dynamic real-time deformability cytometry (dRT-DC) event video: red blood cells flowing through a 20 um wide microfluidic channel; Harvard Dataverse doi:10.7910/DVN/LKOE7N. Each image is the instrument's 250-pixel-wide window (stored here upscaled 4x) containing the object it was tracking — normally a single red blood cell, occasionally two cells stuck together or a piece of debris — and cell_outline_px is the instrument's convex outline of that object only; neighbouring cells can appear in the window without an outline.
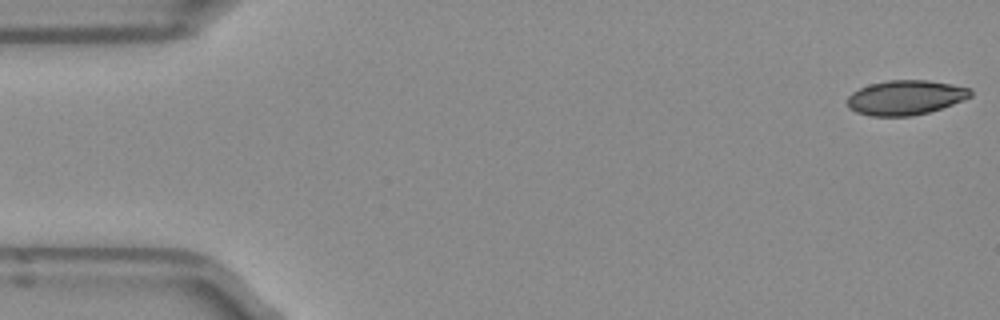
{"species": "Egyptian fruit bat (a non-hibernating species)", "species_latin": "Rousettus aegyptiacus", "temperature_condition": "room temperature", "stored_images_in_passage": 15, "camera_frame_rate_fps": 3000, "um_per_image_px": 0.085, "frame": {"image": 1, "passage_image": 1, "time_ms": 0.0, "image_size_px": [1000, 320], "cell_outline_px": [[972, 96], [964, 100], [928, 112], [912, 116], [868, 116], [856, 112], [848, 108], [848, 96], [852, 92], [860, 88], [872, 84], [888, 80], [928, 80], [972, 88]], "centroid_in_image_um": [76.97, 8.29], "position_along_channel_um": 8.0, "area_um2": 24.85}}
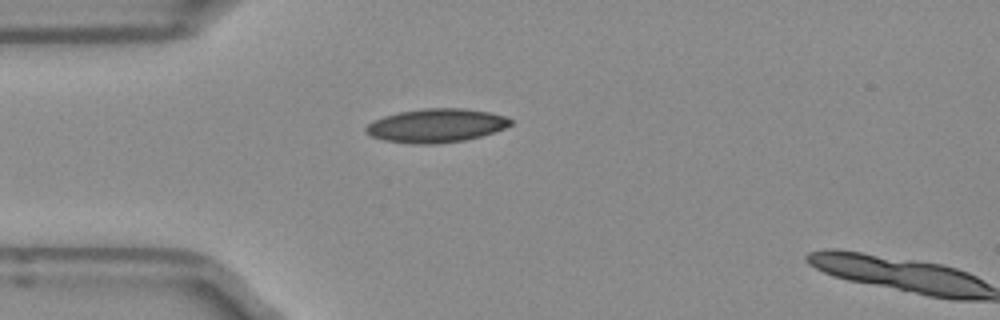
{"frame": {"image": 2, "passage_image": 13, "time_ms": 4.0, "image_size_px": [1000, 320], "cell_outline_px": [[512, 124], [504, 128], [480, 136], [464, 140], [432, 144], [412, 144], [384, 140], [372, 136], [364, 132], [364, 128], [372, 120], [384, 116], [400, 112], [424, 108], [464, 108], [488, 112], [504, 116], [512, 120]], "centroid_in_image_um": [37.03, 10.67], "position_along_channel_um": 48.0, "area_um2": 28.26}}